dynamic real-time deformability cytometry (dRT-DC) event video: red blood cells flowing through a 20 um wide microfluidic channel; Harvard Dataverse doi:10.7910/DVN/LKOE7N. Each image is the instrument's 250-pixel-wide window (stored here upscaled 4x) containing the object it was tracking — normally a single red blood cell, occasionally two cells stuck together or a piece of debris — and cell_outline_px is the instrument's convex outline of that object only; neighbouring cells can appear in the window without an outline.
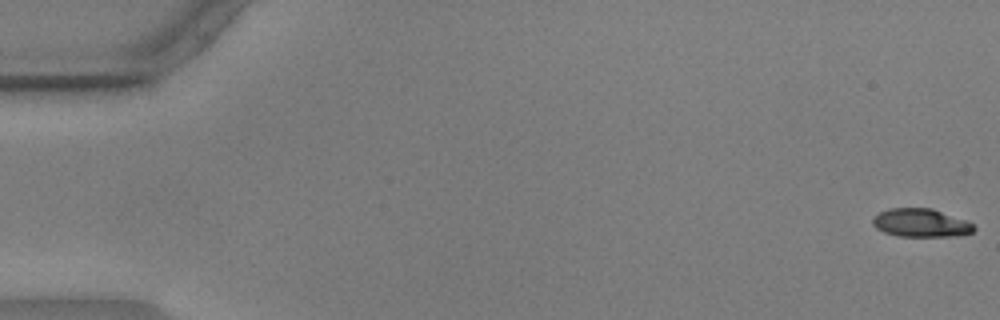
{"species": "common noctule bat (a hibernating species)", "species_latin": "Nyctalus noctula", "temperature_condition": "warm", "stored_images_in_passage": 4, "camera_frame_rate_fps": 3000, "um_per_image_px": 0.085, "animal": {"sex": "male", "body_mass_g": 17.9, "forearm_length_mm": 54.2}, "frame": {"image": 1, "passage_image": 1, "time_ms": 0.0, "image_size_px": [1000, 320], "cell_outline_px": [[976, 228], [972, 232], [960, 236], [896, 236], [884, 232], [876, 228], [872, 224], [872, 216], [888, 208], [932, 208], [968, 220]], "centroid_in_image_um": [78.27, 18.94], "position_along_channel_um": 6.7, "area_um2": 16.94}}